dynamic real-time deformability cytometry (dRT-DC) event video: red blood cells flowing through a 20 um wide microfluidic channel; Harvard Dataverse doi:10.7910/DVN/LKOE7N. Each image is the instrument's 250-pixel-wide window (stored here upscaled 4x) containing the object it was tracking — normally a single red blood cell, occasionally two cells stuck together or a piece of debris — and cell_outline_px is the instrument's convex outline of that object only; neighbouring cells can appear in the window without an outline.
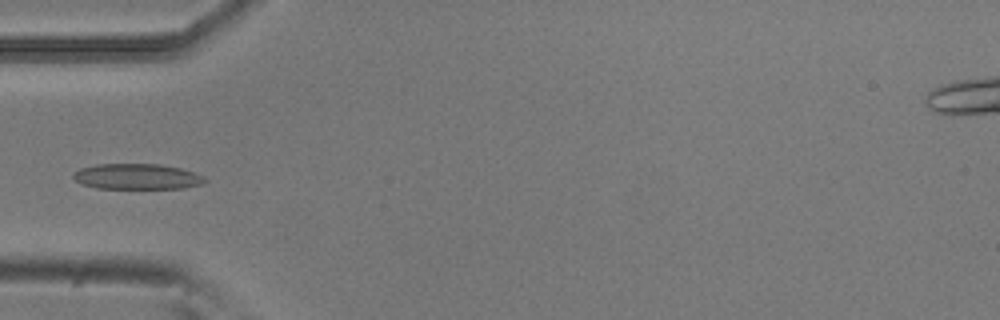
{"species": "common noctule bat (a hibernating species)", "species_latin": "Nyctalus noctula", "temperature_condition": "room temperature", "stored_images_in_passage": 7, "camera_frame_rate_fps": 3000, "um_per_image_px": 0.085, "animal": {"sex": "male", "body_mass_g": 20.5, "forearm_length_mm": 52.5}, "frame": {"image": 1, "passage_image": 1, "time_ms": 0.0, "image_size_px": [1000, 320], "cell_outline_px": [[208, 180], [204, 184], [184, 188], [96, 188], [80, 184], [72, 176], [72, 172], [80, 168], [96, 164], [160, 164], [180, 168], [204, 176]], "centroid_in_image_um": [11.63, 15.01], "position_along_channel_um": 73.4, "area_um2": 19.77}}
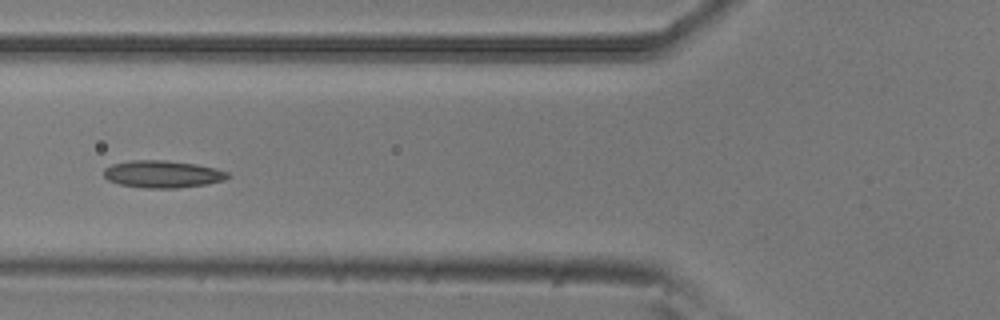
{"frame": {"image": 2, "passage_image": 4, "time_ms": 1.0, "image_size_px": [1000, 320], "cell_outline_px": [[232, 176], [224, 180], [208, 184], [176, 188], [144, 188], [120, 184], [108, 180], [104, 176], [104, 168], [112, 164], [128, 160], [168, 160], [196, 164], [216, 168], [228, 172]], "centroid_in_image_um": [13.84, 14.79], "position_along_channel_um": 112.0, "area_um2": 19.88}}
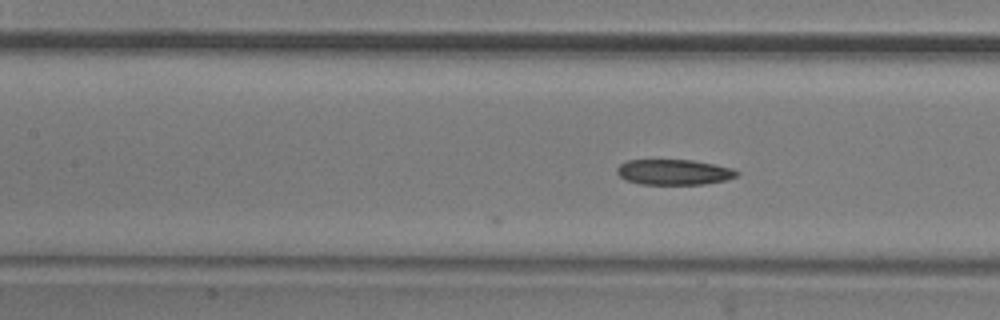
{"frame": {"image": 3, "passage_image": 7, "time_ms": 2.0, "image_size_px": [1000, 320], "cell_outline_px": [[740, 172], [736, 176], [724, 180], [704, 184], [640, 184], [624, 180], [616, 172], [616, 168], [620, 164], [628, 160], [692, 160], [716, 164], [732, 168]], "centroid_in_image_um": [57.26, 14.62], "position_along_channel_um": 150.1, "area_um2": 17.8}}